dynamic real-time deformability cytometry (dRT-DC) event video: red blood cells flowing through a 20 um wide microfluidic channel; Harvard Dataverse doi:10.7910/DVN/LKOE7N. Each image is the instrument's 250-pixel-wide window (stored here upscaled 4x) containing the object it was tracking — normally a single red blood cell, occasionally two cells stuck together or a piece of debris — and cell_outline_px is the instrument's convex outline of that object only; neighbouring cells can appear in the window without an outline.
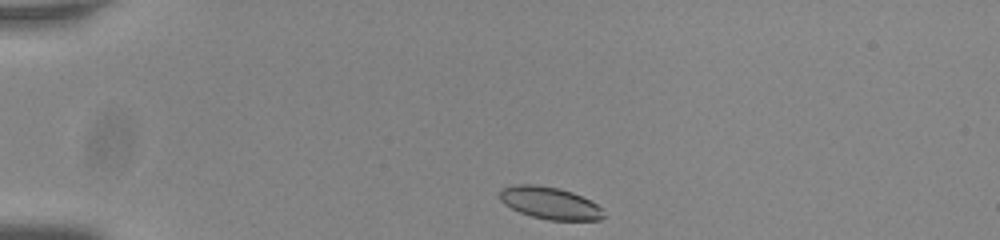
{"species": "common noctule bat (a hibernating species)", "species_latin": "Nyctalus noctula", "temperature_condition": "room temperature", "stored_images_in_passage": 43, "camera_frame_rate_fps": 3000, "um_per_image_px": 0.085, "animal": {"sex": "male", "body_mass_g": 20.0, "forearm_length_mm": 53.3}, "frame": {"image": 1, "passage_image": 1, "time_ms": 0.0, "image_size_px": [1000, 240], "cell_outline_px": [[604, 216], [600, 220], [548, 220], [532, 216], [520, 212], [504, 204], [500, 200], [500, 188], [512, 184], [536, 184], [560, 188], [572, 192], [596, 204], [600, 208]], "centroid_in_image_um": [46.68, 17.24], "position_along_channel_um": 38.3, "area_um2": 19.42}}
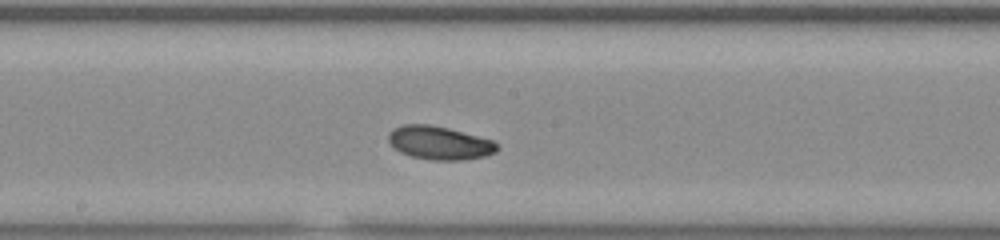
{"frame": {"image": 2, "passage_image": 19, "time_ms": 6.0, "image_size_px": [1000, 240], "cell_outline_px": [[500, 148], [496, 152], [484, 156], [464, 160], [432, 160], [412, 156], [400, 152], [388, 140], [388, 132], [392, 128], [404, 124], [428, 124], [448, 128], [492, 140]], "centroid_in_image_um": [37.34, 12.14], "position_along_channel_um": 210.9, "area_um2": 21.04}}
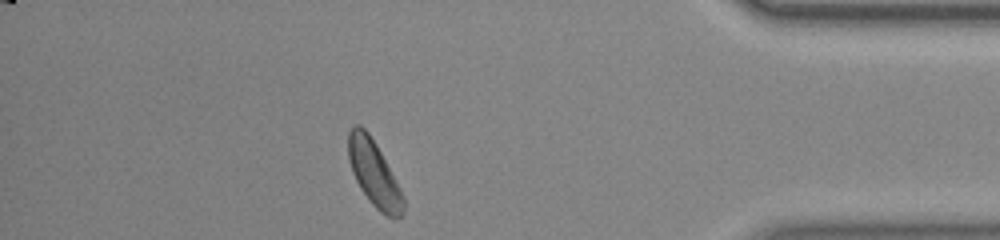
{"frame": {"image": 3, "passage_image": 37, "time_ms": 12.0, "image_size_px": [1000, 240], "cell_outline_px": [[404, 216], [392, 220], [380, 212], [372, 204], [360, 188], [352, 172], [348, 160], [348, 132], [356, 124], [360, 124], [368, 132], [376, 144], [400, 188], [404, 196]], "centroid_in_image_um": [31.8, 14.78], "position_along_channel_um": 403.4, "area_um2": 21.15}, "authors_computed_cell_mechanics": {"area_um2": 20.9236, "velocity_mm_per_s": 3.7555, "shape_relaxation_time_tau1_ms": 2.2654, "shape_relaxation_time_tau2_ms": 9.8859, "deformation_change_tau1": 0.088, "deformation_change_tau2": 0.142}}